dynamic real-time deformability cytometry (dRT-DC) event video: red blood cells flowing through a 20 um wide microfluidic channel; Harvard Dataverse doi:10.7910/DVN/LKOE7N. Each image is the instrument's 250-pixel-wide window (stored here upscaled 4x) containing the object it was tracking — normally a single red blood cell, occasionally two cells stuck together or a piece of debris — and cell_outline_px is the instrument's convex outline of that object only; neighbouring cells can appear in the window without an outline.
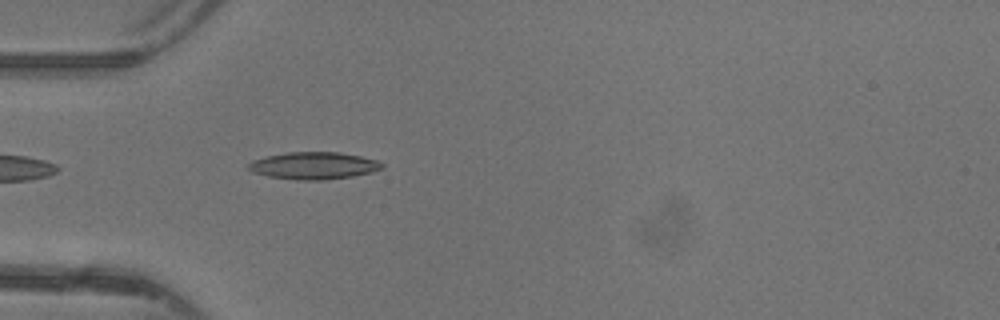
{"species": "common noctule bat (a hibernating species)", "species_latin": "Nyctalus noctula", "temperature_condition": "warm", "stored_images_in_passage": 30, "camera_frame_rate_fps": 3000, "um_per_image_px": 0.085, "animal": {"sex": "female"}, "frame": {"image": 1, "passage_image": 3, "time_ms": 0.667, "image_size_px": [1000, 320], "cell_outline_px": [[384, 168], [372, 172], [352, 176], [320, 180], [296, 180], [268, 176], [252, 172], [248, 168], [248, 164], [252, 160], [268, 156], [288, 152], [340, 152], [360, 156], [376, 160], [384, 164]], "centroid_in_image_um": [26.67, 14.08], "position_along_channel_um": 58.3, "area_um2": 21.1}}
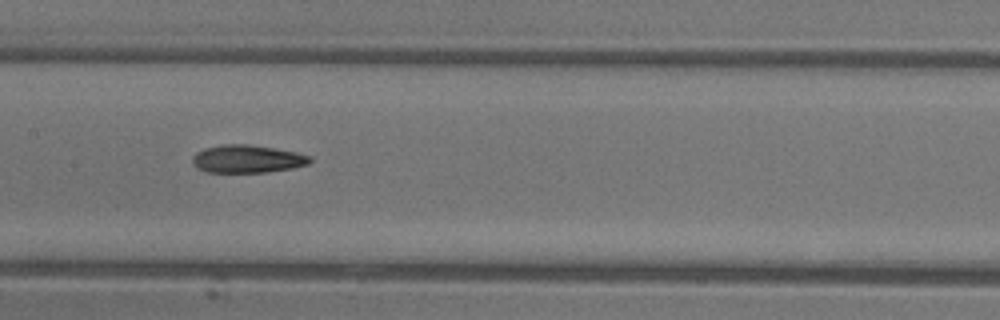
{"frame": {"image": 2, "passage_image": 12, "time_ms": 3.667, "image_size_px": [1000, 320], "cell_outline_px": [[312, 160], [308, 164], [292, 168], [268, 172], [208, 172], [192, 164], [192, 156], [196, 152], [204, 148], [224, 144], [248, 144], [296, 152], [312, 156]], "centroid_in_image_um": [21.02, 13.5], "position_along_channel_um": 186.4, "area_um2": 19.02}}
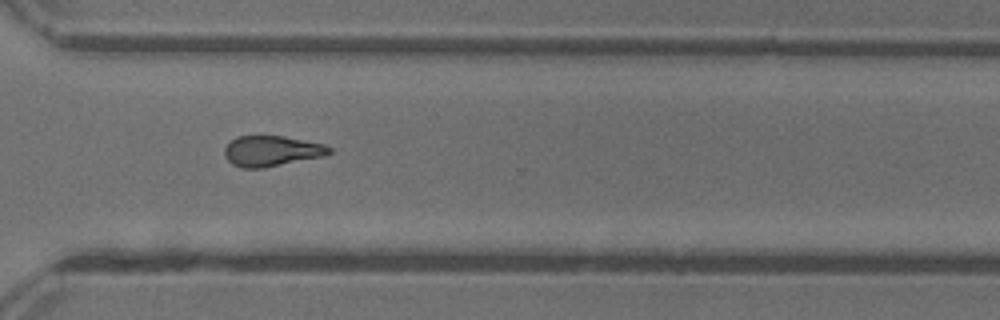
{"frame": {"image": 3, "passage_image": 23, "time_ms": 7.333, "image_size_px": [1000, 320], "cell_outline_px": [[332, 152], [324, 156], [264, 168], [244, 168], [232, 164], [224, 156], [224, 148], [236, 136], [284, 136], [320, 144], [332, 148]], "centroid_in_image_um": [23.06, 12.84], "position_along_channel_um": 347.5, "area_um2": 18.5}, "authors_computed_cell_mechanics": {"area_um2": 19.2185, "velocity_mm_per_s": 4.4137, "shape_relaxation_time_tau1_ms": null, "shape_relaxation_time_tau2_ms": 7.369, "deformation_change_tau1": null, "deformation_change_tau2": 0.2118}}